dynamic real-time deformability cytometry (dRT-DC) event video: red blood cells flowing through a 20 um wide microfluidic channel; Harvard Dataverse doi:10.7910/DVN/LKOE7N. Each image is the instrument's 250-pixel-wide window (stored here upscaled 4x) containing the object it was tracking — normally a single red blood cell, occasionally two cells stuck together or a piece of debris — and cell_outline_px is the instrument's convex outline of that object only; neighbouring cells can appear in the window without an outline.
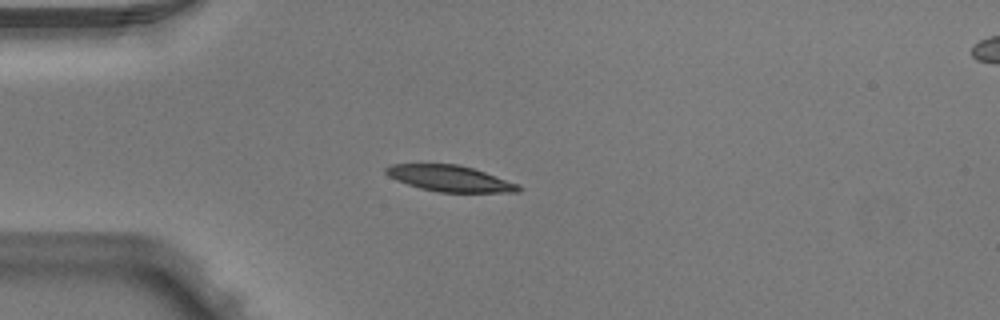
{"species": "Egyptian fruit bat (a non-hibernating species)", "species_latin": "Rousettus aegyptiacus", "temperature_condition": "warm", "stored_images_in_passage": 4, "camera_frame_rate_fps": 3000, "um_per_image_px": 0.085, "animal": {"sex": "male"}, "frame": {"image": 1, "passage_image": 3, "time_ms": 0.667, "image_size_px": [1000, 320], "cell_outline_px": [[520, 192], [440, 192], [420, 188], [396, 180], [388, 176], [384, 172], [384, 168], [392, 164], [456, 164], [472, 168], [520, 184]], "centroid_in_image_um": [38.22, 15.17], "position_along_channel_um": 46.8, "area_um2": 20.0}}